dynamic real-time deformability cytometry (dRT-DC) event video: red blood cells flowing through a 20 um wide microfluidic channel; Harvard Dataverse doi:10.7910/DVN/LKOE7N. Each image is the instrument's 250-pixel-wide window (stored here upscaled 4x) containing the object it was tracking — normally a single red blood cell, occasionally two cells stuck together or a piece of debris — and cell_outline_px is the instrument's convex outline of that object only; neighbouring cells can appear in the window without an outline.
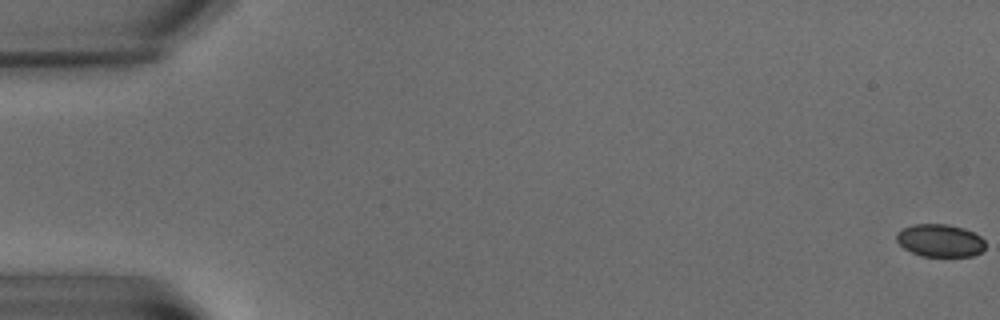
{"species": "common noctule bat (a hibernating species)", "species_latin": "Nyctalus noctula", "temperature_condition": "warm", "stored_images_in_passage": 7, "camera_frame_rate_fps": 3000, "um_per_image_px": 0.085, "animal": {"sex": "male", "body_mass_g": 15.6}, "frame": {"image": 1, "passage_image": 1, "time_ms": 0.0, "image_size_px": [1000, 320], "cell_outline_px": [[984, 248], [980, 252], [972, 256], [920, 256], [904, 248], [896, 240], [896, 232], [900, 228], [912, 224], [948, 224], [964, 228], [980, 236], [984, 240]], "centroid_in_image_um": [79.86, 20.43], "position_along_channel_um": 5.1, "area_um2": 16.99}}
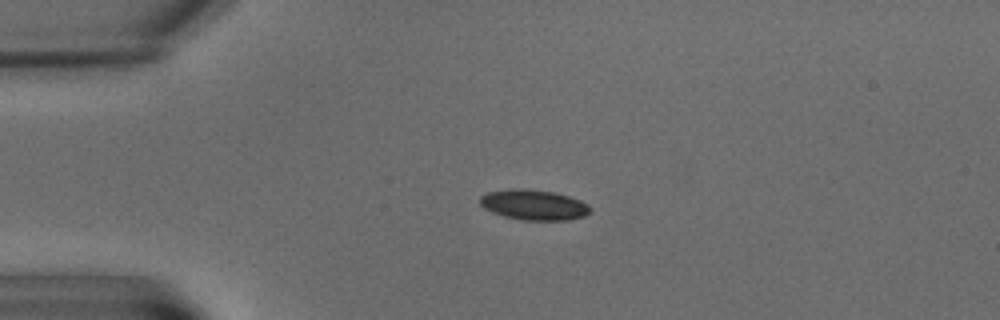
{"frame": {"image": 2, "passage_image": 6, "time_ms": 6.0, "image_size_px": [1000, 320], "cell_outline_px": [[592, 212], [584, 216], [568, 220], [524, 220], [504, 216], [492, 212], [484, 208], [480, 204], [480, 196], [488, 192], [512, 188], [524, 188], [552, 192], [568, 196], [580, 200], [588, 204], [592, 208]], "centroid_in_image_um": [45.39, 17.41], "position_along_channel_um": 39.6, "area_um2": 19.54}}